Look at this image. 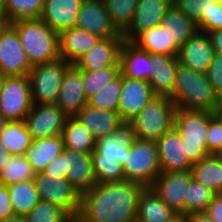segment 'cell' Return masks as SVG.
<instances>
[{
	"label": "cell",
	"mask_w": 222,
	"mask_h": 222,
	"mask_svg": "<svg viewBox=\"0 0 222 222\" xmlns=\"http://www.w3.org/2000/svg\"><path fill=\"white\" fill-rule=\"evenodd\" d=\"M122 91V75L88 99L87 105L107 112H118Z\"/></svg>",
	"instance_id": "74e56055"
},
{
	"label": "cell",
	"mask_w": 222,
	"mask_h": 222,
	"mask_svg": "<svg viewBox=\"0 0 222 222\" xmlns=\"http://www.w3.org/2000/svg\"><path fill=\"white\" fill-rule=\"evenodd\" d=\"M76 27L100 38L123 37L111 22L103 0H83L79 8Z\"/></svg>",
	"instance_id": "7c38bea8"
},
{
	"label": "cell",
	"mask_w": 222,
	"mask_h": 222,
	"mask_svg": "<svg viewBox=\"0 0 222 222\" xmlns=\"http://www.w3.org/2000/svg\"><path fill=\"white\" fill-rule=\"evenodd\" d=\"M7 188L14 215L24 216L40 201L34 180L13 183Z\"/></svg>",
	"instance_id": "1f68e13d"
},
{
	"label": "cell",
	"mask_w": 222,
	"mask_h": 222,
	"mask_svg": "<svg viewBox=\"0 0 222 222\" xmlns=\"http://www.w3.org/2000/svg\"><path fill=\"white\" fill-rule=\"evenodd\" d=\"M32 68L16 30L4 25L0 30V72L4 76H25Z\"/></svg>",
	"instance_id": "30bf717a"
},
{
	"label": "cell",
	"mask_w": 222,
	"mask_h": 222,
	"mask_svg": "<svg viewBox=\"0 0 222 222\" xmlns=\"http://www.w3.org/2000/svg\"><path fill=\"white\" fill-rule=\"evenodd\" d=\"M156 95L148 81L122 76V91L118 113L128 124Z\"/></svg>",
	"instance_id": "9a60e30c"
},
{
	"label": "cell",
	"mask_w": 222,
	"mask_h": 222,
	"mask_svg": "<svg viewBox=\"0 0 222 222\" xmlns=\"http://www.w3.org/2000/svg\"><path fill=\"white\" fill-rule=\"evenodd\" d=\"M7 24V21H0V30L3 28L4 25Z\"/></svg>",
	"instance_id": "be15d7a7"
},
{
	"label": "cell",
	"mask_w": 222,
	"mask_h": 222,
	"mask_svg": "<svg viewBox=\"0 0 222 222\" xmlns=\"http://www.w3.org/2000/svg\"><path fill=\"white\" fill-rule=\"evenodd\" d=\"M173 4L196 25L207 17L208 0H173Z\"/></svg>",
	"instance_id": "7bdbcfd3"
},
{
	"label": "cell",
	"mask_w": 222,
	"mask_h": 222,
	"mask_svg": "<svg viewBox=\"0 0 222 222\" xmlns=\"http://www.w3.org/2000/svg\"><path fill=\"white\" fill-rule=\"evenodd\" d=\"M169 98L177 108L187 111H208L215 113L218 93L209 83L206 73L177 65L175 82Z\"/></svg>",
	"instance_id": "7a4b0ae2"
},
{
	"label": "cell",
	"mask_w": 222,
	"mask_h": 222,
	"mask_svg": "<svg viewBox=\"0 0 222 222\" xmlns=\"http://www.w3.org/2000/svg\"><path fill=\"white\" fill-rule=\"evenodd\" d=\"M206 75L214 90L219 93L222 90V53L215 52Z\"/></svg>",
	"instance_id": "bcb514c9"
},
{
	"label": "cell",
	"mask_w": 222,
	"mask_h": 222,
	"mask_svg": "<svg viewBox=\"0 0 222 222\" xmlns=\"http://www.w3.org/2000/svg\"><path fill=\"white\" fill-rule=\"evenodd\" d=\"M160 26L166 29L170 41L179 48L197 32V25L186 17L174 4L165 12Z\"/></svg>",
	"instance_id": "83f0119b"
},
{
	"label": "cell",
	"mask_w": 222,
	"mask_h": 222,
	"mask_svg": "<svg viewBox=\"0 0 222 222\" xmlns=\"http://www.w3.org/2000/svg\"><path fill=\"white\" fill-rule=\"evenodd\" d=\"M65 149L62 135L32 140L25 157L35 173L43 172L46 166Z\"/></svg>",
	"instance_id": "484cf974"
},
{
	"label": "cell",
	"mask_w": 222,
	"mask_h": 222,
	"mask_svg": "<svg viewBox=\"0 0 222 222\" xmlns=\"http://www.w3.org/2000/svg\"><path fill=\"white\" fill-rule=\"evenodd\" d=\"M144 188L130 181L96 183L81 194L74 222H136L139 196Z\"/></svg>",
	"instance_id": "6da1fadb"
},
{
	"label": "cell",
	"mask_w": 222,
	"mask_h": 222,
	"mask_svg": "<svg viewBox=\"0 0 222 222\" xmlns=\"http://www.w3.org/2000/svg\"><path fill=\"white\" fill-rule=\"evenodd\" d=\"M192 179L190 171L161 172L151 188L173 211L184 215V197Z\"/></svg>",
	"instance_id": "4fadbf2b"
},
{
	"label": "cell",
	"mask_w": 222,
	"mask_h": 222,
	"mask_svg": "<svg viewBox=\"0 0 222 222\" xmlns=\"http://www.w3.org/2000/svg\"><path fill=\"white\" fill-rule=\"evenodd\" d=\"M211 39L215 52L222 53V29L212 30L207 33Z\"/></svg>",
	"instance_id": "f907efd6"
},
{
	"label": "cell",
	"mask_w": 222,
	"mask_h": 222,
	"mask_svg": "<svg viewBox=\"0 0 222 222\" xmlns=\"http://www.w3.org/2000/svg\"><path fill=\"white\" fill-rule=\"evenodd\" d=\"M49 177L66 178V170L64 165V151L55 157L43 171Z\"/></svg>",
	"instance_id": "7dc6e473"
},
{
	"label": "cell",
	"mask_w": 222,
	"mask_h": 222,
	"mask_svg": "<svg viewBox=\"0 0 222 222\" xmlns=\"http://www.w3.org/2000/svg\"><path fill=\"white\" fill-rule=\"evenodd\" d=\"M0 141L11 155H24L32 143V138L25 121H8Z\"/></svg>",
	"instance_id": "836d02e7"
},
{
	"label": "cell",
	"mask_w": 222,
	"mask_h": 222,
	"mask_svg": "<svg viewBox=\"0 0 222 222\" xmlns=\"http://www.w3.org/2000/svg\"><path fill=\"white\" fill-rule=\"evenodd\" d=\"M83 0H45L40 19L55 33L76 26L77 16Z\"/></svg>",
	"instance_id": "44dd1931"
},
{
	"label": "cell",
	"mask_w": 222,
	"mask_h": 222,
	"mask_svg": "<svg viewBox=\"0 0 222 222\" xmlns=\"http://www.w3.org/2000/svg\"><path fill=\"white\" fill-rule=\"evenodd\" d=\"M215 113L208 111H187L177 108L174 128L178 131L184 147V154L192 163L210 155L207 152L209 120Z\"/></svg>",
	"instance_id": "5b68a950"
},
{
	"label": "cell",
	"mask_w": 222,
	"mask_h": 222,
	"mask_svg": "<svg viewBox=\"0 0 222 222\" xmlns=\"http://www.w3.org/2000/svg\"><path fill=\"white\" fill-rule=\"evenodd\" d=\"M62 138L66 149L85 153H92L95 149L96 138L91 135L76 116L67 117Z\"/></svg>",
	"instance_id": "f546056e"
},
{
	"label": "cell",
	"mask_w": 222,
	"mask_h": 222,
	"mask_svg": "<svg viewBox=\"0 0 222 222\" xmlns=\"http://www.w3.org/2000/svg\"><path fill=\"white\" fill-rule=\"evenodd\" d=\"M189 222H214L205 212L188 214Z\"/></svg>",
	"instance_id": "816d5d0a"
},
{
	"label": "cell",
	"mask_w": 222,
	"mask_h": 222,
	"mask_svg": "<svg viewBox=\"0 0 222 222\" xmlns=\"http://www.w3.org/2000/svg\"><path fill=\"white\" fill-rule=\"evenodd\" d=\"M222 147V121L214 114L209 120L207 133V152L214 154Z\"/></svg>",
	"instance_id": "f6af8a7d"
},
{
	"label": "cell",
	"mask_w": 222,
	"mask_h": 222,
	"mask_svg": "<svg viewBox=\"0 0 222 222\" xmlns=\"http://www.w3.org/2000/svg\"><path fill=\"white\" fill-rule=\"evenodd\" d=\"M0 21H7L5 11V0H0Z\"/></svg>",
	"instance_id": "9f6ffc18"
},
{
	"label": "cell",
	"mask_w": 222,
	"mask_h": 222,
	"mask_svg": "<svg viewBox=\"0 0 222 222\" xmlns=\"http://www.w3.org/2000/svg\"><path fill=\"white\" fill-rule=\"evenodd\" d=\"M64 165L66 178L80 194L91 189L97 183L93 169L92 153L65 148Z\"/></svg>",
	"instance_id": "ffe728a7"
},
{
	"label": "cell",
	"mask_w": 222,
	"mask_h": 222,
	"mask_svg": "<svg viewBox=\"0 0 222 222\" xmlns=\"http://www.w3.org/2000/svg\"><path fill=\"white\" fill-rule=\"evenodd\" d=\"M133 136L131 132H115L96 140L95 149L92 153H102V157L115 158L120 164L125 163L126 149L130 147Z\"/></svg>",
	"instance_id": "d6a6232c"
},
{
	"label": "cell",
	"mask_w": 222,
	"mask_h": 222,
	"mask_svg": "<svg viewBox=\"0 0 222 222\" xmlns=\"http://www.w3.org/2000/svg\"><path fill=\"white\" fill-rule=\"evenodd\" d=\"M76 117L96 140L115 132L125 131L127 124L118 112H107L85 105Z\"/></svg>",
	"instance_id": "7402d4cb"
},
{
	"label": "cell",
	"mask_w": 222,
	"mask_h": 222,
	"mask_svg": "<svg viewBox=\"0 0 222 222\" xmlns=\"http://www.w3.org/2000/svg\"><path fill=\"white\" fill-rule=\"evenodd\" d=\"M23 218L24 222H74V219L61 207L42 200Z\"/></svg>",
	"instance_id": "b9f144b4"
},
{
	"label": "cell",
	"mask_w": 222,
	"mask_h": 222,
	"mask_svg": "<svg viewBox=\"0 0 222 222\" xmlns=\"http://www.w3.org/2000/svg\"><path fill=\"white\" fill-rule=\"evenodd\" d=\"M11 156V153L4 149L0 141V170L4 167Z\"/></svg>",
	"instance_id": "f5cc1de1"
},
{
	"label": "cell",
	"mask_w": 222,
	"mask_h": 222,
	"mask_svg": "<svg viewBox=\"0 0 222 222\" xmlns=\"http://www.w3.org/2000/svg\"><path fill=\"white\" fill-rule=\"evenodd\" d=\"M92 162L97 183L125 181L123 166L115 158L102 157V153H92Z\"/></svg>",
	"instance_id": "f35d334b"
},
{
	"label": "cell",
	"mask_w": 222,
	"mask_h": 222,
	"mask_svg": "<svg viewBox=\"0 0 222 222\" xmlns=\"http://www.w3.org/2000/svg\"><path fill=\"white\" fill-rule=\"evenodd\" d=\"M10 25L16 30L32 66L60 58L59 34L40 18L20 20Z\"/></svg>",
	"instance_id": "277c9868"
},
{
	"label": "cell",
	"mask_w": 222,
	"mask_h": 222,
	"mask_svg": "<svg viewBox=\"0 0 222 222\" xmlns=\"http://www.w3.org/2000/svg\"><path fill=\"white\" fill-rule=\"evenodd\" d=\"M120 67H106L100 70H82L83 88L87 100L120 75Z\"/></svg>",
	"instance_id": "60d3db41"
},
{
	"label": "cell",
	"mask_w": 222,
	"mask_h": 222,
	"mask_svg": "<svg viewBox=\"0 0 222 222\" xmlns=\"http://www.w3.org/2000/svg\"><path fill=\"white\" fill-rule=\"evenodd\" d=\"M217 109H222V90L218 93Z\"/></svg>",
	"instance_id": "680465c9"
},
{
	"label": "cell",
	"mask_w": 222,
	"mask_h": 222,
	"mask_svg": "<svg viewBox=\"0 0 222 222\" xmlns=\"http://www.w3.org/2000/svg\"><path fill=\"white\" fill-rule=\"evenodd\" d=\"M0 222H24V218L23 216L13 215L4 219H0Z\"/></svg>",
	"instance_id": "db71d44e"
},
{
	"label": "cell",
	"mask_w": 222,
	"mask_h": 222,
	"mask_svg": "<svg viewBox=\"0 0 222 222\" xmlns=\"http://www.w3.org/2000/svg\"><path fill=\"white\" fill-rule=\"evenodd\" d=\"M32 107L28 75L5 76L0 91V115L7 121H24Z\"/></svg>",
	"instance_id": "ba28073f"
},
{
	"label": "cell",
	"mask_w": 222,
	"mask_h": 222,
	"mask_svg": "<svg viewBox=\"0 0 222 222\" xmlns=\"http://www.w3.org/2000/svg\"><path fill=\"white\" fill-rule=\"evenodd\" d=\"M176 110L169 97L155 96L127 124V129L135 139L156 142L174 128Z\"/></svg>",
	"instance_id": "3957f363"
},
{
	"label": "cell",
	"mask_w": 222,
	"mask_h": 222,
	"mask_svg": "<svg viewBox=\"0 0 222 222\" xmlns=\"http://www.w3.org/2000/svg\"><path fill=\"white\" fill-rule=\"evenodd\" d=\"M35 174L25 155H12L0 170V182L8 186L20 181L34 180Z\"/></svg>",
	"instance_id": "8d00e7d4"
},
{
	"label": "cell",
	"mask_w": 222,
	"mask_h": 222,
	"mask_svg": "<svg viewBox=\"0 0 222 222\" xmlns=\"http://www.w3.org/2000/svg\"><path fill=\"white\" fill-rule=\"evenodd\" d=\"M161 172L176 173L191 170L192 163L184 154L180 134L173 128L156 141Z\"/></svg>",
	"instance_id": "e0dca14e"
},
{
	"label": "cell",
	"mask_w": 222,
	"mask_h": 222,
	"mask_svg": "<svg viewBox=\"0 0 222 222\" xmlns=\"http://www.w3.org/2000/svg\"><path fill=\"white\" fill-rule=\"evenodd\" d=\"M205 213L214 222H222V196L220 194H217L209 203Z\"/></svg>",
	"instance_id": "681fc988"
},
{
	"label": "cell",
	"mask_w": 222,
	"mask_h": 222,
	"mask_svg": "<svg viewBox=\"0 0 222 222\" xmlns=\"http://www.w3.org/2000/svg\"><path fill=\"white\" fill-rule=\"evenodd\" d=\"M151 68L150 83L153 93L156 96H167L172 94L177 65L179 63L178 56H169L162 54H150Z\"/></svg>",
	"instance_id": "603a6c76"
},
{
	"label": "cell",
	"mask_w": 222,
	"mask_h": 222,
	"mask_svg": "<svg viewBox=\"0 0 222 222\" xmlns=\"http://www.w3.org/2000/svg\"><path fill=\"white\" fill-rule=\"evenodd\" d=\"M197 29L202 32L222 29V0H208L207 17H204Z\"/></svg>",
	"instance_id": "ee69618b"
},
{
	"label": "cell",
	"mask_w": 222,
	"mask_h": 222,
	"mask_svg": "<svg viewBox=\"0 0 222 222\" xmlns=\"http://www.w3.org/2000/svg\"><path fill=\"white\" fill-rule=\"evenodd\" d=\"M70 65L60 57L33 66L28 74L33 104H56L63 77Z\"/></svg>",
	"instance_id": "52a82bcc"
},
{
	"label": "cell",
	"mask_w": 222,
	"mask_h": 222,
	"mask_svg": "<svg viewBox=\"0 0 222 222\" xmlns=\"http://www.w3.org/2000/svg\"><path fill=\"white\" fill-rule=\"evenodd\" d=\"M34 183L40 200L61 207L73 219L77 217L81 194L67 178L49 177L39 172L35 174Z\"/></svg>",
	"instance_id": "9c48e42d"
},
{
	"label": "cell",
	"mask_w": 222,
	"mask_h": 222,
	"mask_svg": "<svg viewBox=\"0 0 222 222\" xmlns=\"http://www.w3.org/2000/svg\"><path fill=\"white\" fill-rule=\"evenodd\" d=\"M192 178L217 194L222 192V163L214 154L201 159L191 167Z\"/></svg>",
	"instance_id": "4dcf8cb0"
},
{
	"label": "cell",
	"mask_w": 222,
	"mask_h": 222,
	"mask_svg": "<svg viewBox=\"0 0 222 222\" xmlns=\"http://www.w3.org/2000/svg\"><path fill=\"white\" fill-rule=\"evenodd\" d=\"M101 38L97 35L73 27L59 34L60 57L74 64L79 58L89 52Z\"/></svg>",
	"instance_id": "cb8c5ba5"
},
{
	"label": "cell",
	"mask_w": 222,
	"mask_h": 222,
	"mask_svg": "<svg viewBox=\"0 0 222 222\" xmlns=\"http://www.w3.org/2000/svg\"><path fill=\"white\" fill-rule=\"evenodd\" d=\"M111 22L122 34L130 25L138 0H103Z\"/></svg>",
	"instance_id": "ab89813d"
},
{
	"label": "cell",
	"mask_w": 222,
	"mask_h": 222,
	"mask_svg": "<svg viewBox=\"0 0 222 222\" xmlns=\"http://www.w3.org/2000/svg\"><path fill=\"white\" fill-rule=\"evenodd\" d=\"M67 117L56 104H33L24 121L32 140H37L62 135Z\"/></svg>",
	"instance_id": "8fae6325"
},
{
	"label": "cell",
	"mask_w": 222,
	"mask_h": 222,
	"mask_svg": "<svg viewBox=\"0 0 222 222\" xmlns=\"http://www.w3.org/2000/svg\"><path fill=\"white\" fill-rule=\"evenodd\" d=\"M173 0H138L129 27L122 33L124 40L133 42L142 32L160 26Z\"/></svg>",
	"instance_id": "5bb4252c"
},
{
	"label": "cell",
	"mask_w": 222,
	"mask_h": 222,
	"mask_svg": "<svg viewBox=\"0 0 222 222\" xmlns=\"http://www.w3.org/2000/svg\"><path fill=\"white\" fill-rule=\"evenodd\" d=\"M133 43L150 54L178 56L180 49L173 41H170L166 29L161 26L142 32Z\"/></svg>",
	"instance_id": "f1b7e54d"
},
{
	"label": "cell",
	"mask_w": 222,
	"mask_h": 222,
	"mask_svg": "<svg viewBox=\"0 0 222 222\" xmlns=\"http://www.w3.org/2000/svg\"><path fill=\"white\" fill-rule=\"evenodd\" d=\"M165 222H189V219L185 215L176 214L172 219Z\"/></svg>",
	"instance_id": "11a10c76"
},
{
	"label": "cell",
	"mask_w": 222,
	"mask_h": 222,
	"mask_svg": "<svg viewBox=\"0 0 222 222\" xmlns=\"http://www.w3.org/2000/svg\"><path fill=\"white\" fill-rule=\"evenodd\" d=\"M7 120H5L1 115H0V136L2 135V133L5 130V126L7 124Z\"/></svg>",
	"instance_id": "6f0895ef"
},
{
	"label": "cell",
	"mask_w": 222,
	"mask_h": 222,
	"mask_svg": "<svg viewBox=\"0 0 222 222\" xmlns=\"http://www.w3.org/2000/svg\"><path fill=\"white\" fill-rule=\"evenodd\" d=\"M123 42V37L101 38L74 65L80 70H100L106 67H120V50Z\"/></svg>",
	"instance_id": "d6986e66"
},
{
	"label": "cell",
	"mask_w": 222,
	"mask_h": 222,
	"mask_svg": "<svg viewBox=\"0 0 222 222\" xmlns=\"http://www.w3.org/2000/svg\"><path fill=\"white\" fill-rule=\"evenodd\" d=\"M122 166L125 181L151 187L161 173L156 142L132 138Z\"/></svg>",
	"instance_id": "8992f818"
},
{
	"label": "cell",
	"mask_w": 222,
	"mask_h": 222,
	"mask_svg": "<svg viewBox=\"0 0 222 222\" xmlns=\"http://www.w3.org/2000/svg\"><path fill=\"white\" fill-rule=\"evenodd\" d=\"M214 155L216 156V158L222 163V147L217 150Z\"/></svg>",
	"instance_id": "91938a15"
},
{
	"label": "cell",
	"mask_w": 222,
	"mask_h": 222,
	"mask_svg": "<svg viewBox=\"0 0 222 222\" xmlns=\"http://www.w3.org/2000/svg\"><path fill=\"white\" fill-rule=\"evenodd\" d=\"M216 195L212 189L192 179L184 197V215L205 212Z\"/></svg>",
	"instance_id": "d590c367"
},
{
	"label": "cell",
	"mask_w": 222,
	"mask_h": 222,
	"mask_svg": "<svg viewBox=\"0 0 222 222\" xmlns=\"http://www.w3.org/2000/svg\"><path fill=\"white\" fill-rule=\"evenodd\" d=\"M120 73L122 76L148 81L150 77V53L135 43L124 40L120 50Z\"/></svg>",
	"instance_id": "d4e9b609"
},
{
	"label": "cell",
	"mask_w": 222,
	"mask_h": 222,
	"mask_svg": "<svg viewBox=\"0 0 222 222\" xmlns=\"http://www.w3.org/2000/svg\"><path fill=\"white\" fill-rule=\"evenodd\" d=\"M215 54L207 32L197 30L179 49V63L195 71L206 73Z\"/></svg>",
	"instance_id": "ac0fdd59"
},
{
	"label": "cell",
	"mask_w": 222,
	"mask_h": 222,
	"mask_svg": "<svg viewBox=\"0 0 222 222\" xmlns=\"http://www.w3.org/2000/svg\"><path fill=\"white\" fill-rule=\"evenodd\" d=\"M14 212L10 203L9 191L6 185L0 182V219L13 216Z\"/></svg>",
	"instance_id": "c3c4849f"
},
{
	"label": "cell",
	"mask_w": 222,
	"mask_h": 222,
	"mask_svg": "<svg viewBox=\"0 0 222 222\" xmlns=\"http://www.w3.org/2000/svg\"><path fill=\"white\" fill-rule=\"evenodd\" d=\"M45 0H5L7 24L20 20L39 19Z\"/></svg>",
	"instance_id": "e575fe53"
},
{
	"label": "cell",
	"mask_w": 222,
	"mask_h": 222,
	"mask_svg": "<svg viewBox=\"0 0 222 222\" xmlns=\"http://www.w3.org/2000/svg\"><path fill=\"white\" fill-rule=\"evenodd\" d=\"M215 114L220 118V120L222 121V109H217Z\"/></svg>",
	"instance_id": "94428289"
},
{
	"label": "cell",
	"mask_w": 222,
	"mask_h": 222,
	"mask_svg": "<svg viewBox=\"0 0 222 222\" xmlns=\"http://www.w3.org/2000/svg\"><path fill=\"white\" fill-rule=\"evenodd\" d=\"M87 103L82 70L71 64L63 77L56 105L68 117H75Z\"/></svg>",
	"instance_id": "2e32d148"
},
{
	"label": "cell",
	"mask_w": 222,
	"mask_h": 222,
	"mask_svg": "<svg viewBox=\"0 0 222 222\" xmlns=\"http://www.w3.org/2000/svg\"><path fill=\"white\" fill-rule=\"evenodd\" d=\"M4 78H5V76L0 72V91H1V88H2Z\"/></svg>",
	"instance_id": "6125c7cd"
},
{
	"label": "cell",
	"mask_w": 222,
	"mask_h": 222,
	"mask_svg": "<svg viewBox=\"0 0 222 222\" xmlns=\"http://www.w3.org/2000/svg\"><path fill=\"white\" fill-rule=\"evenodd\" d=\"M176 214L151 187L144 188L139 196L136 222H165Z\"/></svg>",
	"instance_id": "4316f807"
}]
</instances>
